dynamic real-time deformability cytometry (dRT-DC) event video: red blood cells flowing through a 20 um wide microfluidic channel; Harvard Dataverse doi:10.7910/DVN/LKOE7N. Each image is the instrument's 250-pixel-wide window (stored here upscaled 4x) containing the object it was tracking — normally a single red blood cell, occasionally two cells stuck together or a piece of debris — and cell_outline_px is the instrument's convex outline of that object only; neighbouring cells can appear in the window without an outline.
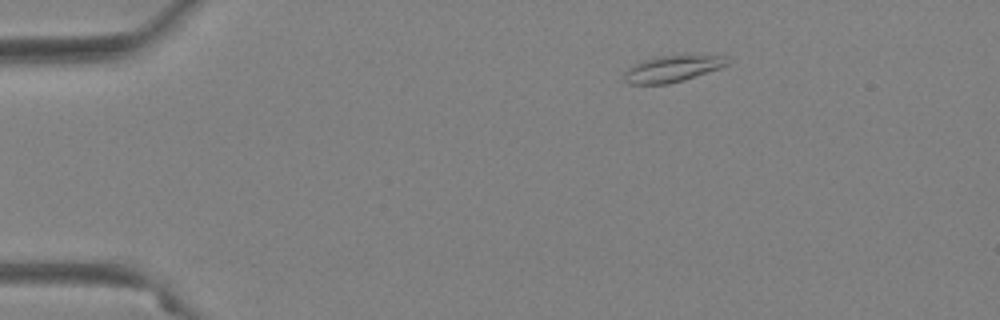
{"species": "Egyptian fruit bat (a non-hibernating species)", "species_latin": "Rousettus aegyptiacus", "temperature_condition": "warm", "stored_images_in_passage": 48, "camera_frame_rate_fps": 3000, "um_per_image_px": 0.085, "animal": {"sex": "female"}, "frame": {"image": 1, "passage_image": 1, "time_ms": 0.0, "image_size_px": [1000, 320], "cell_outline_px": [[732, 60], [728, 64], [720, 68], [684, 80], [668, 84], [628, 84], [624, 80], [624, 72], [632, 64], [656, 56], [724, 56]], "centroid_in_image_um": [57.12, 5.85], "position_along_channel_um": 27.9, "area_um2": 15.78}}
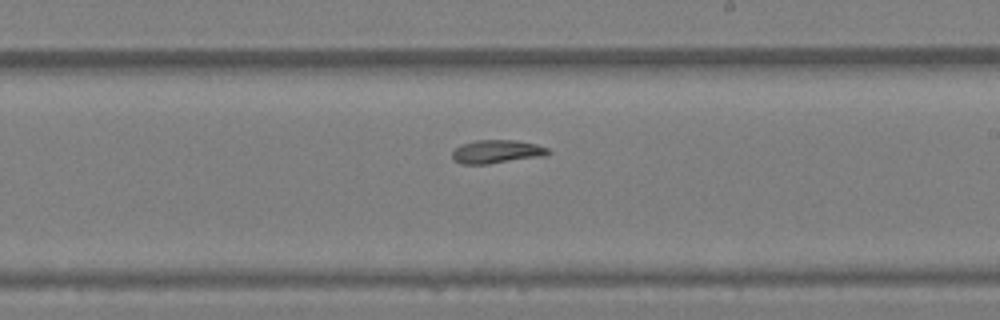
{"frame": {"image": 2, "passage_image": 25, "time_ms": 8.0, "image_size_px": [1000, 320], "cell_outline_px": [[552, 152], [544, 156], [488, 164], [460, 164], [452, 160], [452, 152], [460, 144], [476, 140], [512, 140], [536, 144], [548, 148]], "centroid_in_image_um": [42.2, 12.89], "position_along_channel_um": 246.8, "area_um2": 13.18}}
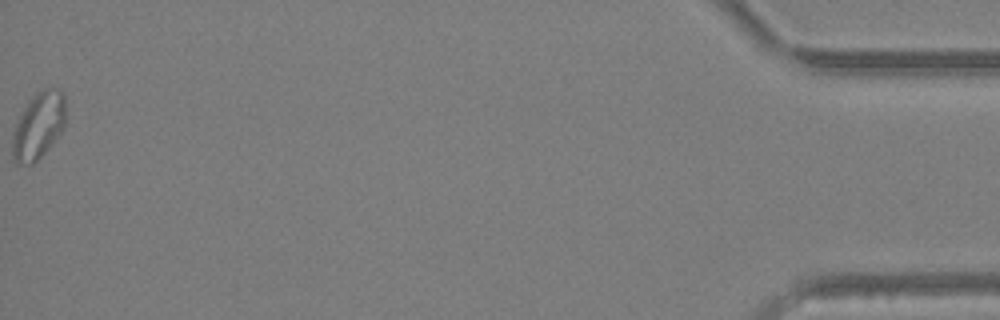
{"frame": {"image": 3, "passage_image": 48, "time_ms": 15.667, "image_size_px": [1000, 320], "cell_outline_px": [[64, 128], [44, 152], [32, 164], [16, 164], [12, 156], [12, 140], [16, 124], [28, 100], [36, 92], [44, 88], [56, 88], [64, 96]], "centroid_in_image_um": [3.25, 10.67], "position_along_channel_um": 432.0, "area_um2": 20.29}, "authors_computed_cell_mechanics": {"area_um2": 14.1321, "velocity_mm_per_s": 3.673, "shape_relaxation_time_tau1_ms": null, "shape_relaxation_time_tau2_ms": 6.034, "deformation_change_tau1": null, "deformation_change_tau2": 0.1299}}